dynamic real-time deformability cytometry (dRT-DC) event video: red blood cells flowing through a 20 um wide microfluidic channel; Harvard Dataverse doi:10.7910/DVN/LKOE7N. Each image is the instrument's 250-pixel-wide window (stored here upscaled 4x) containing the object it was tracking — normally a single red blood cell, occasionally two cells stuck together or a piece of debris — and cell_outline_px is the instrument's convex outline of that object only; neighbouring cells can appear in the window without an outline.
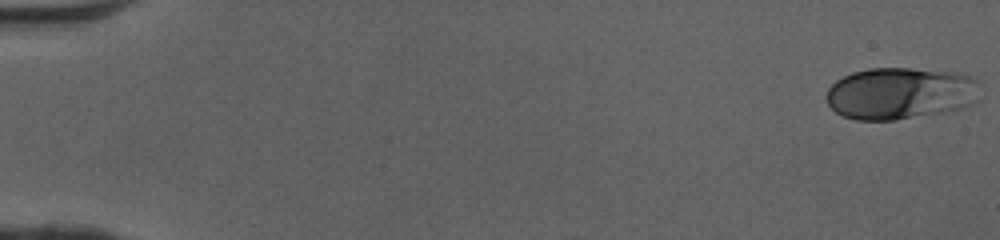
{"species": "human", "species_latin": "Homo sapiens", "temperature_condition": "cold", "stored_images_in_passage": 50, "camera_frame_rate_fps": 3000, "um_per_image_px": 0.085, "donor": {"sex": "female"}, "frame": {"image": 1, "passage_image": 1, "time_ms": 0.0, "image_size_px": [1000, 240], "cell_outline_px": [[984, 100], [968, 108], [896, 120], [856, 120], [844, 116], [836, 112], [828, 104], [828, 88], [836, 80], [852, 72], [868, 68], [912, 68], [952, 72], [968, 76], [976, 80]], "centroid_in_image_um": [76.62, 7.94], "position_along_channel_um": 8.4, "area_um2": 47.22}}
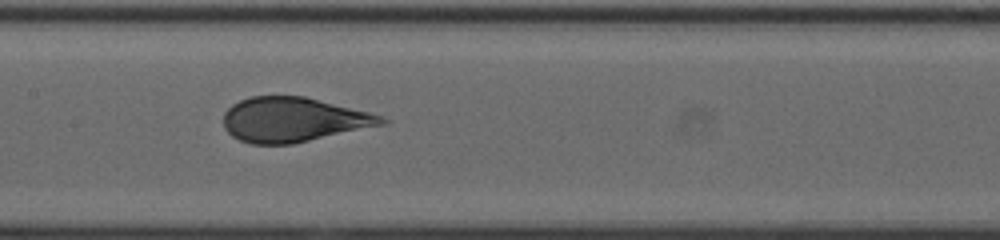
{"frame": {"image": 2, "passage_image": 26, "time_ms": 8.333, "image_size_px": [1000, 240], "cell_outline_px": [[392, 120], [388, 124], [292, 144], [252, 144], [240, 140], [232, 136], [224, 128], [224, 112], [232, 104], [240, 100], [252, 96], [304, 96], [384, 116]], "centroid_in_image_um": [24.97, 10.18], "position_along_channel_um": 182.4, "area_um2": 41.21}}
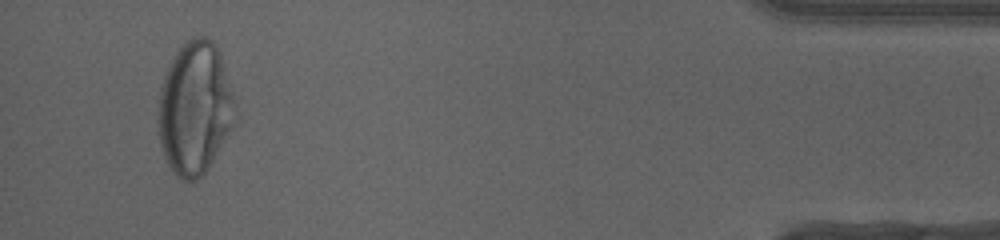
{"frame": {"image": 3, "passage_image": 48, "time_ms": 15.667, "image_size_px": [1000, 240], "cell_outline_px": [[240, 124], [208, 168], [196, 180], [184, 180], [176, 176], [168, 164], [164, 156], [160, 144], [156, 120], [156, 112], [160, 88], [164, 72], [180, 48], [188, 40], [196, 36], [204, 36], [212, 40], [220, 56], [232, 92]], "centroid_in_image_um": [16.58, 9.27], "position_along_channel_um": 418.6, "area_um2": 60.75}, "authors_computed_cell_mechanics": {"area_um2": 43.1766, "velocity_mm_per_s": 4.0939, "shape_relaxation_time_tau1_ms": 4.2444, "shape_relaxation_time_tau2_ms": null, "deformation_change_tau1": 0.1762, "deformation_change_tau2": null}}